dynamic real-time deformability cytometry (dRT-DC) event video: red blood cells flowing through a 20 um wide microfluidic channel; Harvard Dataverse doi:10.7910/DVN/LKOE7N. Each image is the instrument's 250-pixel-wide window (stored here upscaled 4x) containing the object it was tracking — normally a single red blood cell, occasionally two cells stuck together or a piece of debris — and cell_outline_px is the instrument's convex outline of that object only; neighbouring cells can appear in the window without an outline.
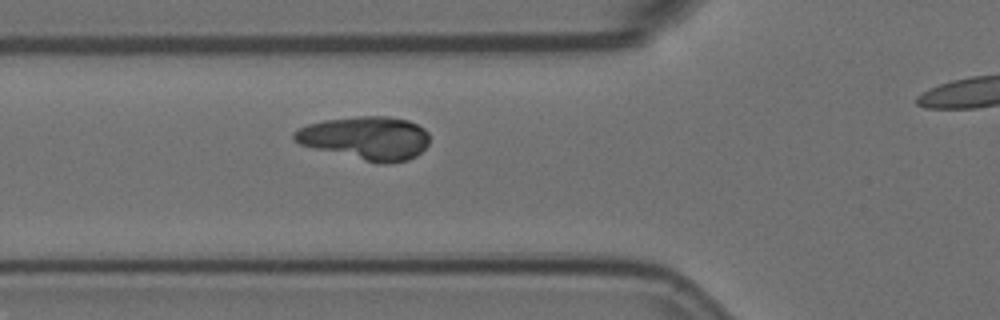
{"species": "Egyptian fruit bat (a non-hibernating species)", "species_latin": "Rousettus aegyptiacus", "temperature_condition": "room temperature", "stored_images_in_passage": 6, "segment_of_instrument_passage": [1, 2], "camera_frame_rate_fps": 3000, "um_per_image_px": 0.085, "animal": {"sex": "female"}, "frame": {"image": 1, "passage_image": 5, "time_ms": 1.333, "image_size_px": [1000, 320], "cell_outline_px": [[428, 144], [416, 156], [408, 160], [388, 164], [380, 164], [300, 144], [292, 140], [292, 132], [308, 124], [324, 120], [360, 116], [388, 116], [408, 120], [424, 128], [428, 132]], "centroid_in_image_um": [31.11, 11.73], "position_along_channel_um": 94.7, "area_um2": 34.04}}